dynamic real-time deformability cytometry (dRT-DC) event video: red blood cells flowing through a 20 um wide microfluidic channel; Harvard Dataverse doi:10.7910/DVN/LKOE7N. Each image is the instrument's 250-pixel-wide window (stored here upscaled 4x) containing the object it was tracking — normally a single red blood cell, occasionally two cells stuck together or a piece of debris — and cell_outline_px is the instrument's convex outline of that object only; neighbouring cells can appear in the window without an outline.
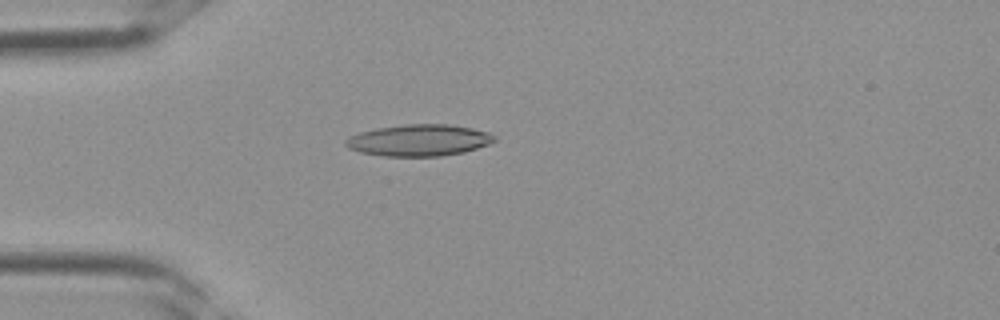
{"species": "Egyptian fruit bat (a non-hibernating species)", "species_latin": "Rousettus aegyptiacus", "temperature_condition": "room temperature", "stored_images_in_passage": 3, "camera_frame_rate_fps": 3000, "um_per_image_px": 0.085, "frame": {"image": 1, "passage_image": 3, "time_ms": 0.667, "image_size_px": [1000, 320], "cell_outline_px": [[496, 140], [488, 144], [464, 152], [440, 156], [384, 156], [360, 152], [348, 148], [344, 144], [344, 140], [360, 132], [376, 128], [404, 124], [448, 124], [472, 128], [488, 132], [496, 136]], "centroid_in_image_um": [35.61, 11.92], "position_along_channel_um": 49.4, "area_um2": 27.34}}